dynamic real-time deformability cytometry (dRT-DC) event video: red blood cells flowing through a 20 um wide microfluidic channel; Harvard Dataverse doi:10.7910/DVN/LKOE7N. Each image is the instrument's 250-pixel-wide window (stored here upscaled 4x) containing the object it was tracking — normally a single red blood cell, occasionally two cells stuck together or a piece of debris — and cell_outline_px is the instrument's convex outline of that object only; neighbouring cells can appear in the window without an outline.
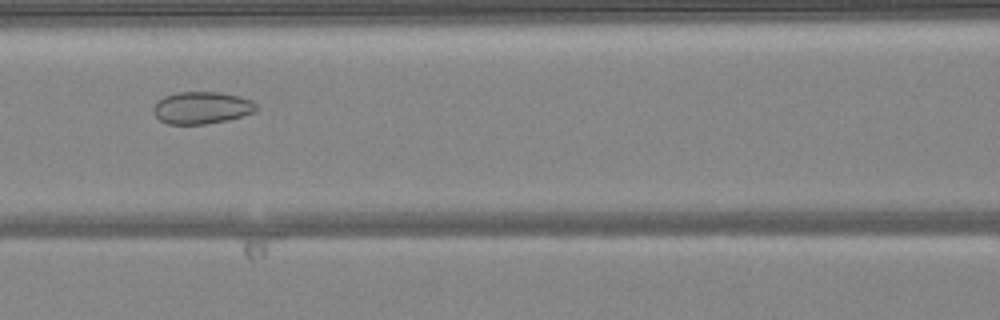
{"species": "common noctule bat (a hibernating species)", "species_latin": "Nyctalus noctula", "temperature_condition": "warm", "stored_images_in_passage": 27, "camera_frame_rate_fps": 3000, "um_per_image_px": 0.085, "animal": {"sex": "female", "body_mass_g": 24.6, "forearm_length_mm": 56.2}, "frame": {"image": 1, "passage_image": 10, "time_ms": 3.0, "image_size_px": [1000, 320], "cell_outline_px": [[256, 112], [224, 120], [204, 124], [168, 124], [160, 120], [152, 112], [152, 108], [164, 96], [176, 92], [220, 92], [240, 96], [252, 100], [256, 104]], "centroid_in_image_um": [17.14, 9.15], "position_along_channel_um": 149.5, "area_um2": 19.19}}
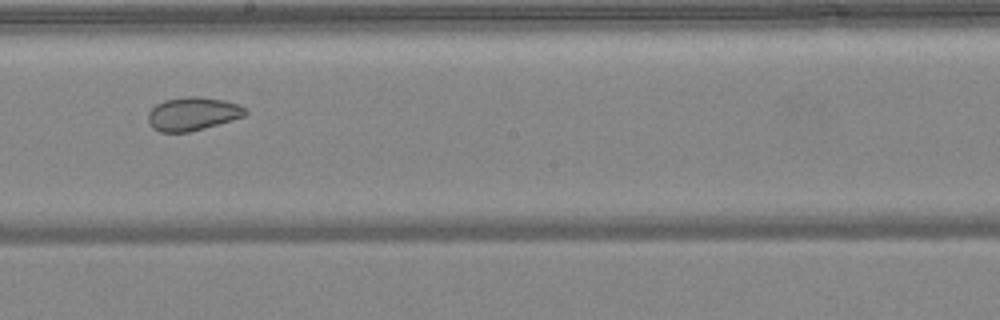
{"frame": {"image": 2, "passage_image": 16, "time_ms": 5.0, "image_size_px": [1000, 320], "cell_outline_px": [[248, 112], [244, 116], [204, 128], [188, 132], [160, 132], [152, 128], [148, 124], [148, 112], [156, 104], [164, 100], [184, 96], [196, 96], [224, 100], [236, 104], [244, 108]], "centroid_in_image_um": [16.32, 9.67], "position_along_channel_um": 231.9, "area_um2": 18.84}}
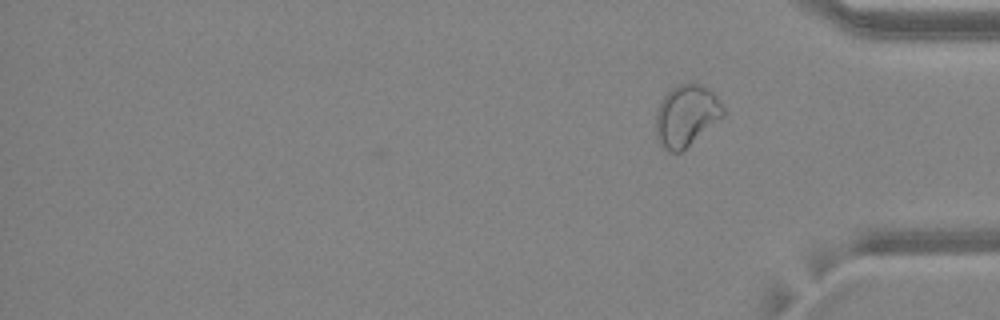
{"frame": {"image": 3, "passage_image": 27, "time_ms": 8.667, "image_size_px": [1000, 320], "cell_outline_px": [[724, 116], [680, 152], [668, 152], [656, 136], [656, 112], [660, 100], [672, 88], [680, 84], [700, 84], [708, 88], [716, 96], [724, 108]], "centroid_in_image_um": [58.33, 9.82], "position_along_channel_um": 376.9, "area_um2": 23.76}, "authors_computed_cell_mechanics": {"area_um2": 19.1896, "velocity_mm_per_s": 4.1224, "shape_relaxation_time_tau1_ms": null, "shape_relaxation_time_tau2_ms": 1.8235, "deformation_change_tau1": null, "deformation_change_tau2": 0.0593}}